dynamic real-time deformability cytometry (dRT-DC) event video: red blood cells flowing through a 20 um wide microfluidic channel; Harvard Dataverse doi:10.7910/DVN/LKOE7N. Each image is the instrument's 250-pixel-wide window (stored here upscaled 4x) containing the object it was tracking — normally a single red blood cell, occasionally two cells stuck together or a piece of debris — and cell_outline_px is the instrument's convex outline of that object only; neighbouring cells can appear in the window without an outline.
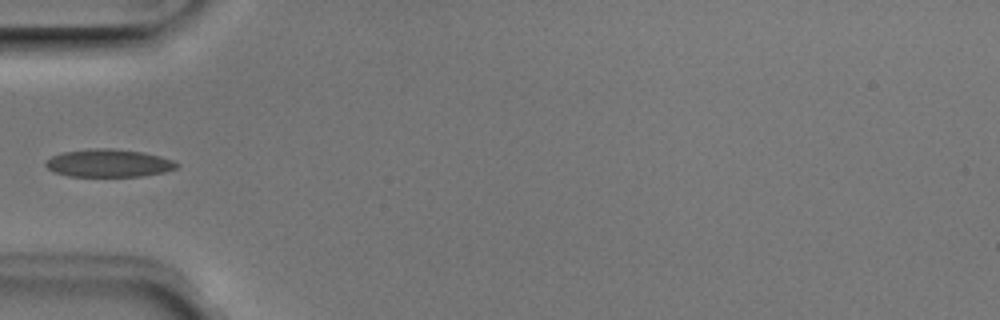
{"species": "Egyptian fruit bat (a non-hibernating species)", "species_latin": "Rousettus aegyptiacus", "temperature_condition": "room temperature", "stored_images_in_passage": 3, "camera_frame_rate_fps": 3000, "um_per_image_px": 0.085, "animal": {"sex": "male"}, "frame": {"image": 1, "passage_image": 3, "time_ms": 0.667, "image_size_px": [1000, 320], "cell_outline_px": [[180, 164], [176, 168], [164, 172], [140, 176], [68, 176], [56, 172], [48, 168], [44, 164], [52, 156], [60, 152], [88, 148], [112, 148], [144, 152], [160, 156], [172, 160]], "centroid_in_image_um": [9.23, 13.85], "position_along_channel_um": 75.8, "area_um2": 21.27}}